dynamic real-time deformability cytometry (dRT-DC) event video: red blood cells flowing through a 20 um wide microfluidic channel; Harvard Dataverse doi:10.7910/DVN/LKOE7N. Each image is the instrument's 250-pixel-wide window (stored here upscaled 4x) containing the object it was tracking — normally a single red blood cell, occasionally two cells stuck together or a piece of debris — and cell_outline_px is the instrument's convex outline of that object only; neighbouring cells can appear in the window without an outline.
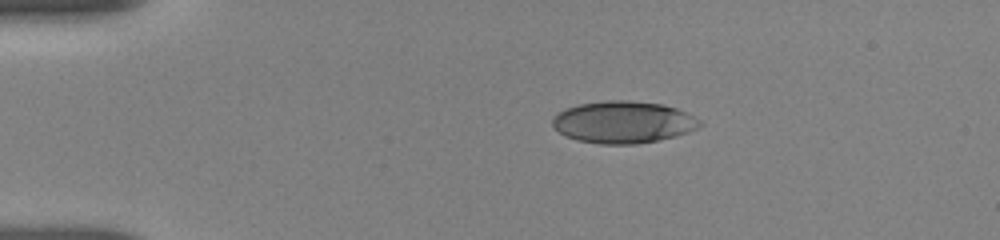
{"species": "human", "species_latin": "Homo sapiens", "temperature_condition": "room temperature", "stored_images_in_passage": 27, "camera_frame_rate_fps": 3000, "um_per_image_px": 0.085, "donor": {"sex": "female"}, "frame": {"image": 1, "passage_image": 6, "time_ms": 2.333, "image_size_px": [1000, 240], "cell_outline_px": [[704, 124], [688, 132], [676, 136], [636, 144], [600, 144], [576, 140], [564, 136], [552, 124], [552, 120], [564, 108], [580, 104], [608, 100], [628, 100], [660, 104], [676, 108], [700, 120]], "centroid_in_image_um": [52.96, 10.39], "position_along_channel_um": 32.0, "area_um2": 35.84}}
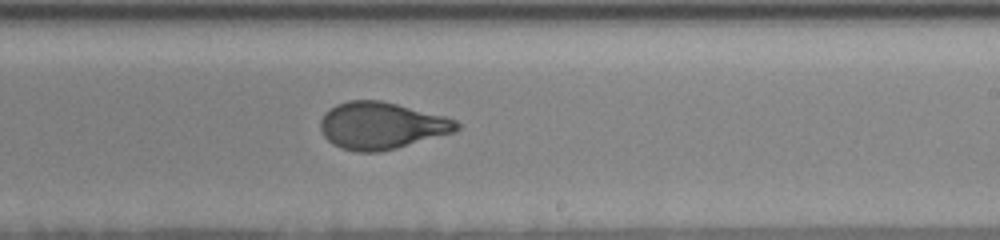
{"frame": {"image": 2, "passage_image": 17, "time_ms": 9.667, "image_size_px": [1000, 240], "cell_outline_px": [[460, 128], [456, 132], [396, 148], [376, 152], [356, 152], [340, 148], [332, 144], [324, 136], [320, 128], [320, 120], [324, 112], [336, 104], [348, 100], [380, 100], [448, 116], [456, 120], [460, 124]], "centroid_in_image_um": [32.43, 10.67], "position_along_channel_um": 256.6, "area_um2": 37.69}}
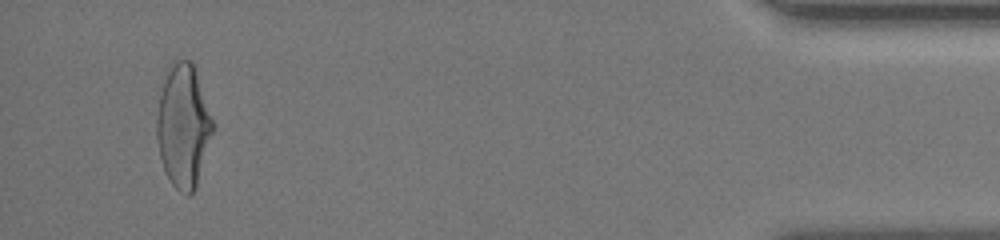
{"frame": {"image": 3, "passage_image": 26, "time_ms": 15.667, "image_size_px": [1000, 240], "cell_outline_px": [[216, 128], [196, 184], [192, 192], [188, 196], [180, 192], [172, 184], [164, 168], [160, 156], [156, 136], [156, 116], [160, 92], [164, 72], [168, 64], [176, 56], [192, 60], [196, 68], [216, 124]], "centroid_in_image_um": [15.6, 10.57], "position_along_channel_um": 419.6, "area_um2": 41.5}, "authors_computed_cell_mechanics": {"area_um2": 37.3966, "velocity_mm_per_s": 3.825, "shape_relaxation_time_tau1_ms": 3.9979, "shape_relaxation_time_tau2_ms": 0.8342, "deformation_change_tau1": 0.1836, "deformation_change_tau2": 0.0726}}